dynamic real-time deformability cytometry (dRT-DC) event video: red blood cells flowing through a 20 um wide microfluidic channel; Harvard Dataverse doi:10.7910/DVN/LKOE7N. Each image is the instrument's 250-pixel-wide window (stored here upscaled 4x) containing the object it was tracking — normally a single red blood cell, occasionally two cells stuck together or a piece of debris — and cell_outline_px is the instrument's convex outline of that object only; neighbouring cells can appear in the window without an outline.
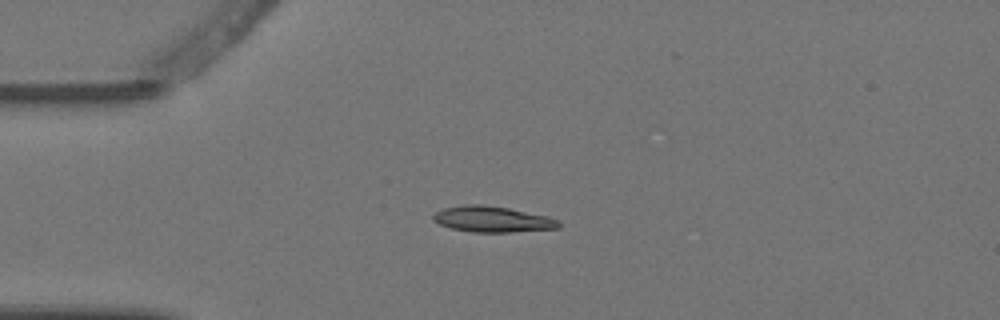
{"species": "Egyptian fruit bat (a non-hibernating species)", "species_latin": "Rousettus aegyptiacus", "temperature_condition": "warm", "stored_images_in_passage": 4, "camera_frame_rate_fps": 3000, "um_per_image_px": 0.085, "animal": {"sex": "female"}, "frame": {"image": 1, "passage_image": 3, "time_ms": 0.667, "image_size_px": [1000, 320], "cell_outline_px": [[560, 228], [512, 232], [472, 232], [452, 228], [440, 224], [432, 220], [432, 216], [436, 212], [444, 208], [464, 204], [480, 204], [508, 208], [548, 216], [560, 220]], "centroid_in_image_um": [41.87, 18.63], "position_along_channel_um": 43.1, "area_um2": 18.96}}